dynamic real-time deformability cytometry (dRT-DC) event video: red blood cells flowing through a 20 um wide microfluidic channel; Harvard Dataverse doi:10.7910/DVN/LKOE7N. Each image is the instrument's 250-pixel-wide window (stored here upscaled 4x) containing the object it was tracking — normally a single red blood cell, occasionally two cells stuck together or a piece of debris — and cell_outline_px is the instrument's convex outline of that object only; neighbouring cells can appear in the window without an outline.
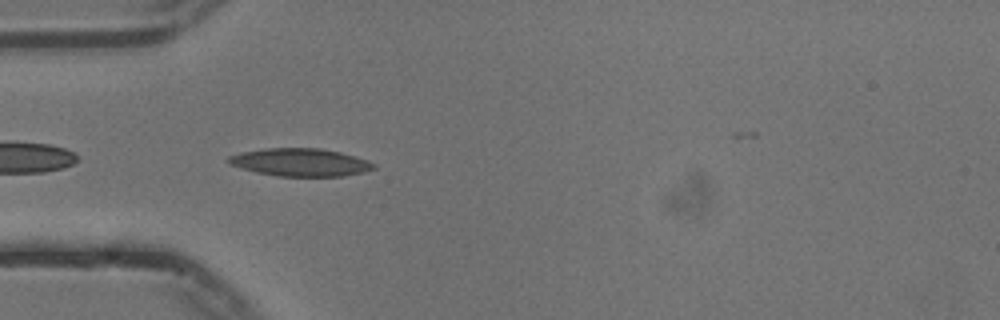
{"species": "common noctule bat (a hibernating species)", "species_latin": "Nyctalus noctula", "temperature_condition": "cold", "stored_images_in_passage": 33, "camera_frame_rate_fps": 3000, "um_per_image_px": 0.085, "animal": {"sex": "male", "body_mass_g": 13.3}, "frame": {"image": 1, "passage_image": 2, "time_ms": 0.333, "image_size_px": [1000, 320], "cell_outline_px": [[376, 168], [364, 172], [344, 176], [276, 176], [256, 172], [228, 164], [228, 156], [240, 152], [264, 148], [320, 148], [340, 152], [368, 160], [376, 164]], "centroid_in_image_um": [25.53, 13.79], "position_along_channel_um": 59.5, "area_um2": 23.64}}
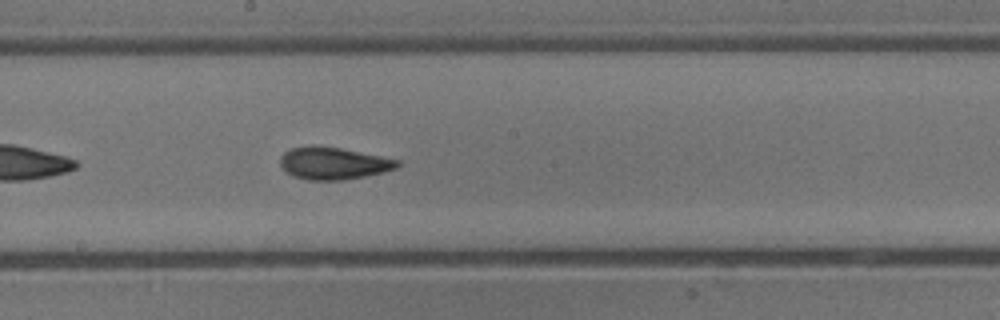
{"frame": {"image": 2, "passage_image": 15, "time_ms": 4.667, "image_size_px": [1000, 320], "cell_outline_px": [[400, 164], [396, 168], [384, 172], [344, 180], [308, 180], [292, 176], [280, 164], [280, 156], [284, 152], [292, 148], [340, 148], [400, 160]], "centroid_in_image_um": [28.37, 13.92], "position_along_channel_um": 219.8, "area_um2": 21.33}}
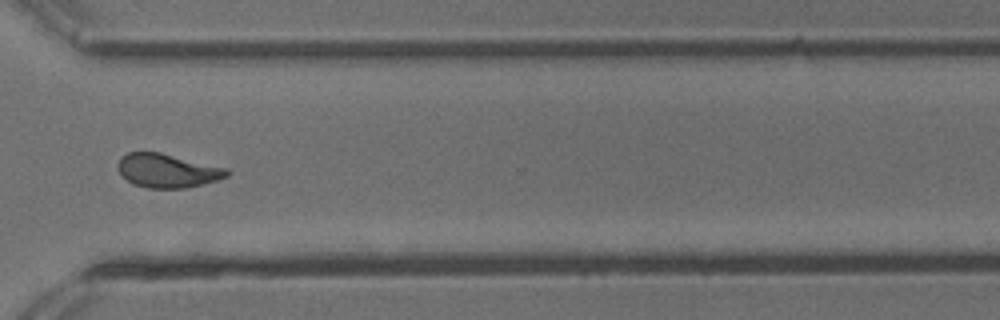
{"frame": {"image": 3, "passage_image": 26, "time_ms": 8.333, "image_size_px": [1000, 320], "cell_outline_px": [[228, 176], [216, 180], [184, 188], [148, 188], [132, 184], [116, 168], [116, 164], [120, 156], [128, 152], [160, 152], [228, 168]], "centroid_in_image_um": [14.18, 14.49], "position_along_channel_um": 356.4, "area_um2": 21.44}, "authors_computed_cell_mechanics": {"area_um2": 21.4438, "velocity_mm_per_s": 3.7363, "shape_relaxation_time_tau1_ms": 5.1539, "shape_relaxation_time_tau2_ms": 2.3534, "deformation_change_tau1": 0.1563, "deformation_change_tau2": 0.0893}}